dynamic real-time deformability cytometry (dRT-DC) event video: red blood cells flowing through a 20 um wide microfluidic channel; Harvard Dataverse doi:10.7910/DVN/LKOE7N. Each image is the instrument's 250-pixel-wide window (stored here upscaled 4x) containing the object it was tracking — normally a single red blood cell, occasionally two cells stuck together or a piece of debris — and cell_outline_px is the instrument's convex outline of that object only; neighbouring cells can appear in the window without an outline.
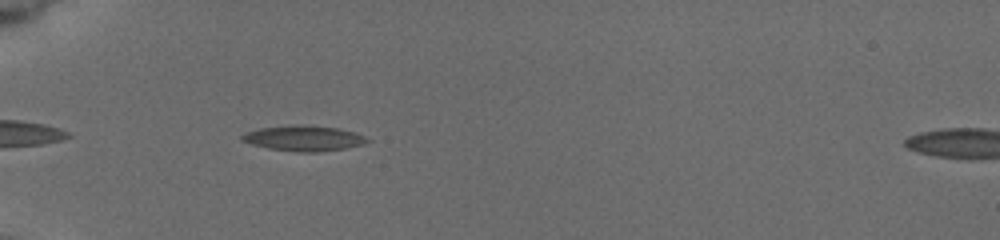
{"species": "common noctule bat (a hibernating species)", "species_latin": "Nyctalus noctula", "temperature_condition": "cold", "stored_images_in_passage": 2, "segment_of_instrument_passage": [1, 2], "camera_frame_rate_fps": 3000, "um_per_image_px": 0.085, "animal": {"sex": "female", "body_mass_g": 19.5, "forearm_length_mm": 54.1}, "frame": {"image": 1, "passage_image": 1, "time_ms": 0.0, "image_size_px": [1000, 240], "cell_outline_px": [[372, 140], [364, 144], [344, 148], [316, 152], [296, 152], [268, 148], [252, 144], [240, 140], [240, 136], [248, 132], [260, 128], [336, 128], [352, 132], [364, 136]], "centroid_in_image_um": [25.84, 11.82], "position_along_channel_um": 59.2, "area_um2": 17.22}}